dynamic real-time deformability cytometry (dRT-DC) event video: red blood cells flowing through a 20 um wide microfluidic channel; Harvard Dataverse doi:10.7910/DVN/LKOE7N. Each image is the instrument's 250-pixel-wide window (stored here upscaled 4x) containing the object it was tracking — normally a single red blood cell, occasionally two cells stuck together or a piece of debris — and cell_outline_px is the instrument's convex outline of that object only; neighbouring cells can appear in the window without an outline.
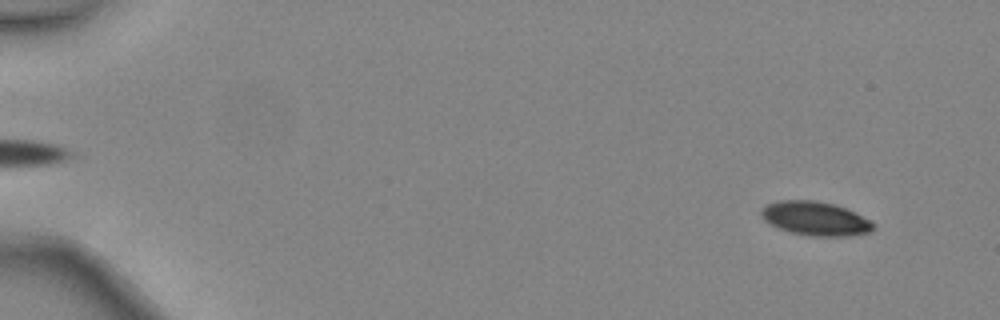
{"species": "common noctule bat (a hibernating species)", "species_latin": "Nyctalus noctula", "temperature_condition": "warm", "stored_images_in_passage": 47, "camera_frame_rate_fps": 3000, "um_per_image_px": 0.085, "animal": {"sex": "female", "body_mass_g": 24.6, "forearm_length_mm": 56.2}, "frame": {"image": 1, "passage_image": 4, "time_ms": 1.0, "image_size_px": [1000, 320], "cell_outline_px": [[876, 224], [868, 232], [848, 236], [808, 236], [792, 232], [780, 228], [764, 220], [760, 212], [768, 204], [780, 200], [816, 200], [832, 204], [844, 208], [872, 220]], "centroid_in_image_um": [69.33, 18.57], "position_along_channel_um": 15.7, "area_um2": 21.85}}
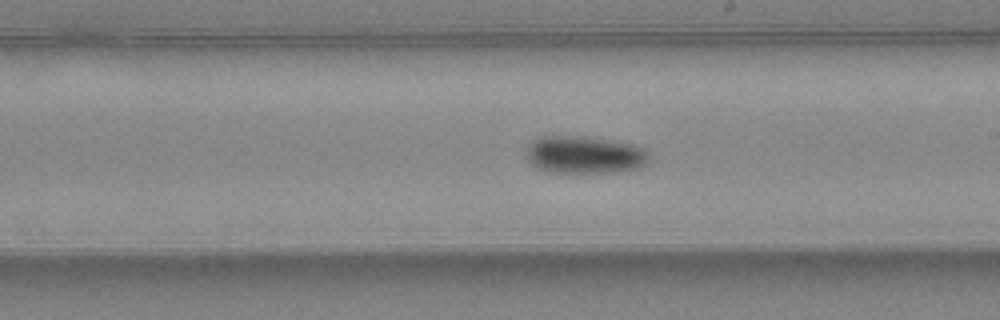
{"frame": {"image": 2, "passage_image": 29, "time_ms": 9.333, "image_size_px": [1000, 320], "cell_outline_px": [[648, 160], [640, 168], [620, 172], [572, 176], [548, 172], [536, 168], [528, 160], [524, 152], [528, 144], [532, 140], [540, 136], [584, 136], [632, 144], [644, 148], [648, 152]], "centroid_in_image_um": [49.63, 13.21], "position_along_channel_um": 239.4, "area_um2": 28.15}}
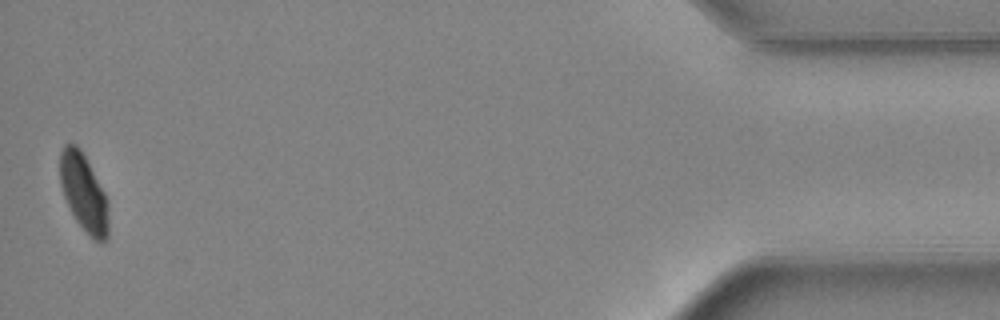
{"frame": {"image": 3, "passage_image": 47, "time_ms": 15.333, "image_size_px": [1000, 320], "cell_outline_px": [[108, 236], [100, 244], [92, 240], [88, 236], [76, 220], [64, 196], [60, 184], [60, 152], [64, 144], [76, 144], [80, 148], [104, 192], [108, 200]], "centroid_in_image_um": [7.12, 16.42], "position_along_channel_um": 428.1, "area_um2": 21.91}, "authors_computed_cell_mechanics": {"area_um2": 23.987, "velocity_mm_per_s": 4.4733, "shape_relaxation_time_tau1_ms": 4.2335, "shape_relaxation_time_tau2_ms": null, "deformation_change_tau1": 0.147, "deformation_change_tau2": null}}